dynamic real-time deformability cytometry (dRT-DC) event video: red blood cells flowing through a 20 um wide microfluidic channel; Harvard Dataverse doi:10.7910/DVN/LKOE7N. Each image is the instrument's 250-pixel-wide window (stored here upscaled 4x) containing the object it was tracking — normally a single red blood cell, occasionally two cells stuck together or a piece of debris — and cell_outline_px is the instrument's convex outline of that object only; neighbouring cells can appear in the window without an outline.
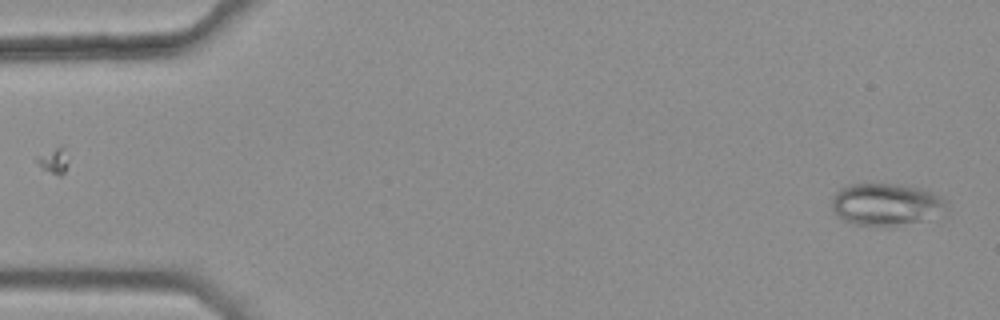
{"species": "common noctule bat (a hibernating species)", "species_latin": "Nyctalus noctula", "temperature_condition": "warm", "stored_images_in_passage": 5, "camera_frame_rate_fps": 3000, "um_per_image_px": 0.085, "animal": {"sex": "female", "body_mass_g": 25.1}, "frame": {"image": 1, "passage_image": 5, "time_ms": 1.333, "image_size_px": [1000, 320], "cell_outline_px": [[948, 216], [888, 228], [856, 224], [844, 220], [832, 208], [832, 196], [840, 188], [848, 184], [892, 184], [920, 188], [932, 192], [948, 200]], "centroid_in_image_um": [75.45, 17.41], "position_along_channel_um": 9.6, "area_um2": 29.19}}